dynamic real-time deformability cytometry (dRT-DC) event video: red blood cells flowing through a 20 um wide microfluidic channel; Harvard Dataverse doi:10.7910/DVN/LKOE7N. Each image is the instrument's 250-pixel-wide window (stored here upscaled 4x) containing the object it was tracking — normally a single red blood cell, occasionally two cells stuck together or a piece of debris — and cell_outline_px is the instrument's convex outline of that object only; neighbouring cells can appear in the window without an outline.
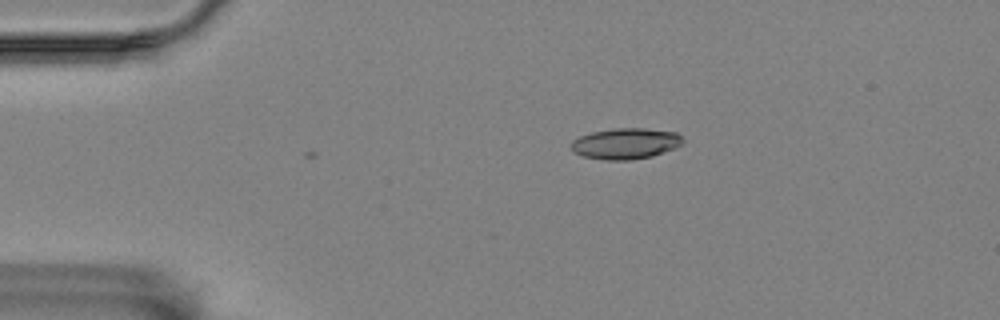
{"species": "Egyptian fruit bat (a non-hibernating species)", "species_latin": "Rousettus aegyptiacus", "temperature_condition": "room temperature", "stored_images_in_passage": 2, "camera_frame_rate_fps": 3000, "um_per_image_px": 0.085, "animal": {"sex": "female"}, "frame": {"image": 1, "passage_image": 2, "time_ms": 1.0, "image_size_px": [1000, 320], "cell_outline_px": [[684, 140], [676, 148], [652, 156], [632, 160], [604, 160], [584, 156], [576, 152], [568, 144], [572, 140], [580, 136], [592, 132], [612, 128], [644, 128], [676, 132]], "centroid_in_image_um": [53.17, 12.2], "position_along_channel_um": 31.8, "area_um2": 20.17}}